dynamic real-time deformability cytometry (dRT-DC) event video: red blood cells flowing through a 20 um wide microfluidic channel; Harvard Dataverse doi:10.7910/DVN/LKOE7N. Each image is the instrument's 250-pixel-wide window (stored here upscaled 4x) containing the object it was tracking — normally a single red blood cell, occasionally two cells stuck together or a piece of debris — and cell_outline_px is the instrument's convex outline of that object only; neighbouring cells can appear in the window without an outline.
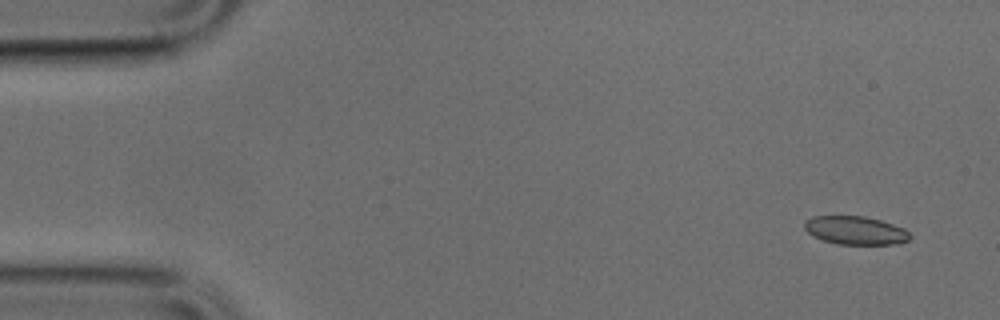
{"species": "common noctule bat (a hibernating species)", "species_latin": "Nyctalus noctula", "temperature_condition": "cold", "stored_images_in_passage": 26, "camera_frame_rate_fps": 3000, "um_per_image_px": 0.085, "animal": {"sex": "male", "body_mass_g": 17.9, "forearm_length_mm": 54.2}, "frame": {"image": 1, "passage_image": 1, "time_ms": 0.0, "image_size_px": [1000, 320], "cell_outline_px": [[912, 236], [908, 240], [900, 244], [836, 244], [812, 236], [804, 228], [804, 220], [812, 216], [864, 216], [880, 220], [904, 228]], "centroid_in_image_um": [72.7, 19.58], "position_along_channel_um": 12.3, "area_um2": 17.51}}
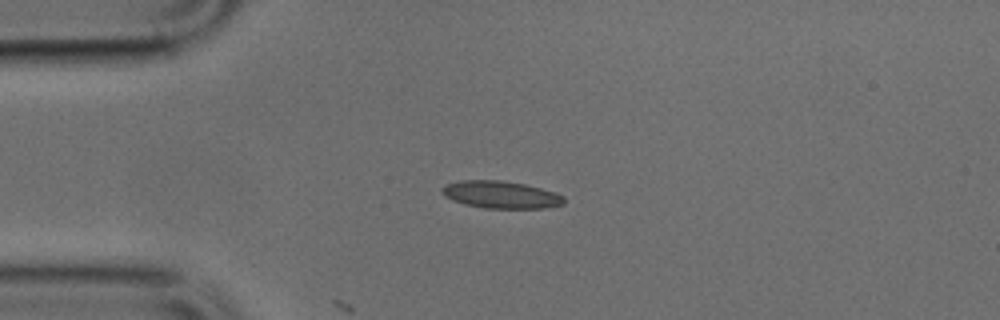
{"frame": {"image": 2, "passage_image": 10, "time_ms": 3.0, "image_size_px": [1000, 320], "cell_outline_px": [[564, 204], [540, 208], [484, 208], [464, 204], [452, 200], [444, 196], [440, 192], [440, 188], [448, 184], [460, 180], [500, 180], [524, 184], [556, 192], [564, 196]], "centroid_in_image_um": [42.54, 16.54], "position_along_channel_um": 42.5, "area_um2": 19.42}}
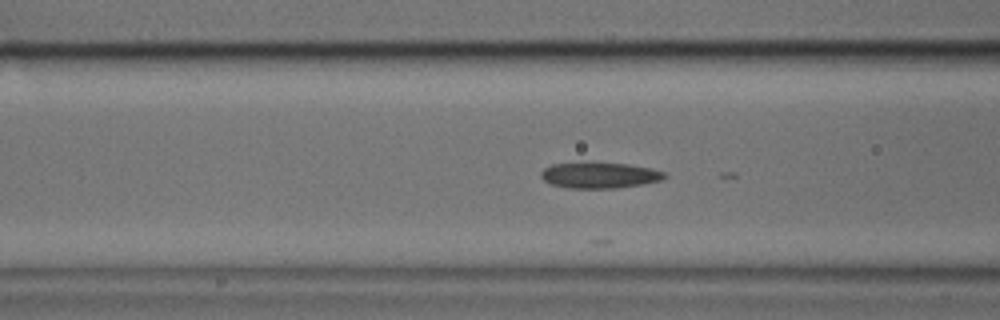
{"frame": {"image": 3, "passage_image": 17, "time_ms": 5.333, "image_size_px": [1000, 320], "cell_outline_px": [[668, 176], [660, 180], [644, 184], [616, 188], [568, 188], [552, 184], [544, 180], [540, 176], [540, 172], [544, 168], [552, 164], [628, 164], [652, 168], [664, 172]], "centroid_in_image_um": [50.99, 14.92], "position_along_channel_um": 115.6, "area_um2": 18.21}}